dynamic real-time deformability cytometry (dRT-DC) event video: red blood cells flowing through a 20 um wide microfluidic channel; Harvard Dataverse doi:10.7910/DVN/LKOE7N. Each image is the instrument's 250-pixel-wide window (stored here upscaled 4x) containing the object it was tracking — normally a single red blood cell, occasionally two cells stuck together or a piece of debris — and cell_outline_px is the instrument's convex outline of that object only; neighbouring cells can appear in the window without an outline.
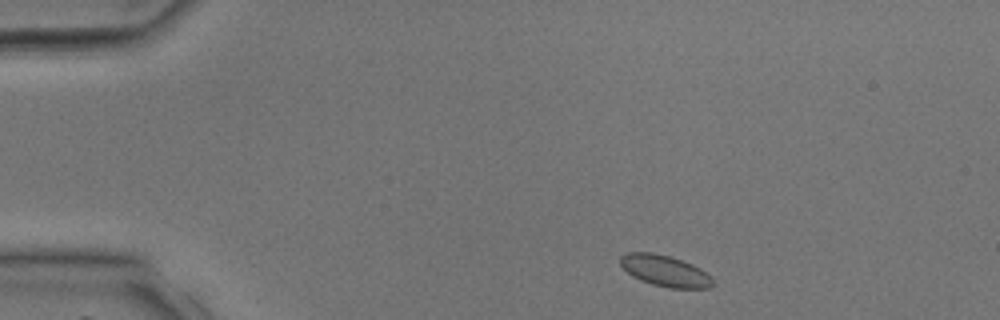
{"species": "common noctule bat (a hibernating species)", "species_latin": "Nyctalus noctula", "temperature_condition": "room temperature", "stored_images_in_passage": 35, "camera_frame_rate_fps": 3000, "um_per_image_px": 0.085, "animal": {"sex": "male", "body_mass_g": 17.9, "forearm_length_mm": 54.2}, "frame": {"image": 1, "passage_image": 2, "time_ms": 0.333, "image_size_px": [1000, 320], "cell_outline_px": [[716, 284], [708, 288], [668, 288], [652, 284], [640, 280], [632, 276], [620, 264], [620, 256], [628, 252], [652, 252], [672, 256], [692, 264], [700, 268], [712, 276]], "centroid_in_image_um": [56.56, 23.02], "position_along_channel_um": 28.4, "area_um2": 17.05}}
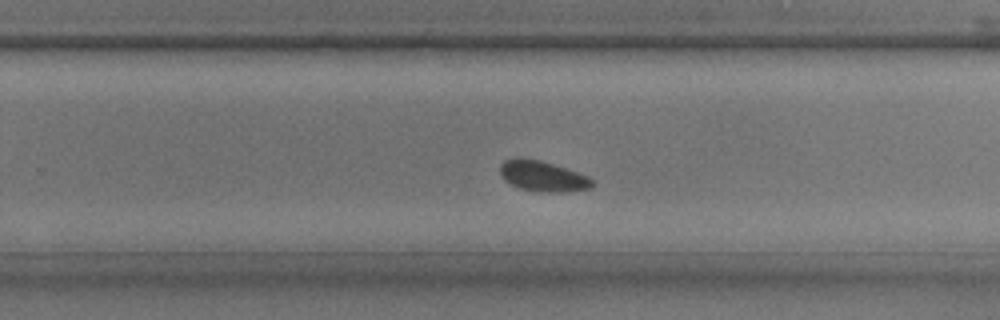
{"frame": {"image": 2, "passage_image": 21, "time_ms": 6.667, "image_size_px": [1000, 320], "cell_outline_px": [[596, 184], [592, 188], [568, 192], [540, 192], [520, 188], [504, 180], [500, 176], [500, 164], [504, 160], [516, 156], [520, 156], [540, 160], [588, 176], [596, 180]], "centroid_in_image_um": [46.14, 14.97], "position_along_channel_um": 283.7, "area_um2": 16.76}}
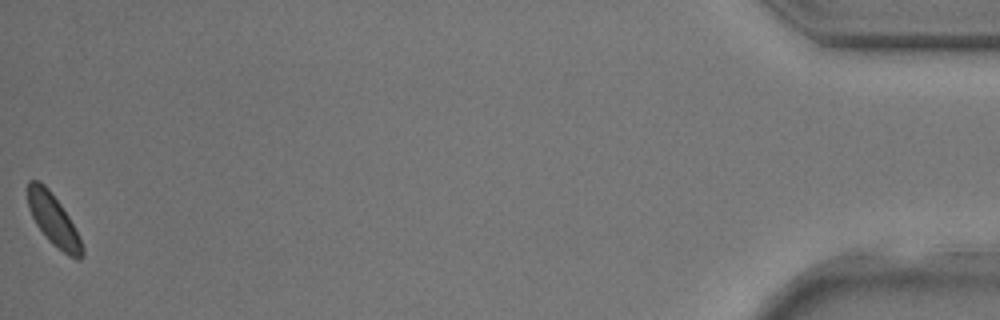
{"frame": {"image": 3, "passage_image": 35, "time_ms": 11.333, "image_size_px": [1000, 320], "cell_outline_px": [[84, 256], [80, 260], [76, 260], [68, 256], [52, 244], [48, 240], [36, 224], [28, 208], [28, 180], [40, 180], [48, 188], [60, 204], [68, 216], [84, 248]], "centroid_in_image_um": [4.54, 18.72], "position_along_channel_um": 430.7, "area_um2": 16.18}}